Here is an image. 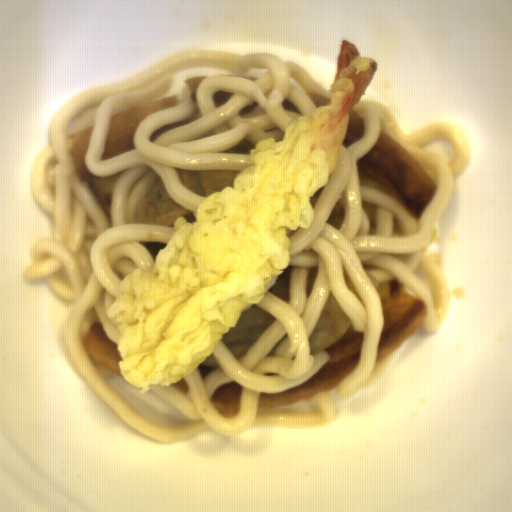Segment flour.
Instances as JSON below:
<instances>
[{
    "label": "flour",
    "instance_id": "flour-1",
    "mask_svg": "<svg viewBox=\"0 0 512 512\" xmlns=\"http://www.w3.org/2000/svg\"><path fill=\"white\" fill-rule=\"evenodd\" d=\"M269 312L249 305L241 311L235 326L222 334L221 341L238 360L242 359L275 320Z\"/></svg>",
    "mask_w": 512,
    "mask_h": 512
},
{
    "label": "flour",
    "instance_id": "flour-2",
    "mask_svg": "<svg viewBox=\"0 0 512 512\" xmlns=\"http://www.w3.org/2000/svg\"><path fill=\"white\" fill-rule=\"evenodd\" d=\"M184 217L188 222L197 221L194 213L168 198L163 184L155 179L148 192L135 210L136 224L170 226L174 228L175 220Z\"/></svg>",
    "mask_w": 512,
    "mask_h": 512
},
{
    "label": "flour",
    "instance_id": "flour-3",
    "mask_svg": "<svg viewBox=\"0 0 512 512\" xmlns=\"http://www.w3.org/2000/svg\"><path fill=\"white\" fill-rule=\"evenodd\" d=\"M350 325L344 310L330 291L309 335L310 355L322 353L342 337Z\"/></svg>",
    "mask_w": 512,
    "mask_h": 512
},
{
    "label": "flour",
    "instance_id": "flour-4",
    "mask_svg": "<svg viewBox=\"0 0 512 512\" xmlns=\"http://www.w3.org/2000/svg\"><path fill=\"white\" fill-rule=\"evenodd\" d=\"M177 172L184 187L207 198L216 192H222L226 186L233 187L235 178L241 173L184 169H177Z\"/></svg>",
    "mask_w": 512,
    "mask_h": 512
},
{
    "label": "flour",
    "instance_id": "flour-5",
    "mask_svg": "<svg viewBox=\"0 0 512 512\" xmlns=\"http://www.w3.org/2000/svg\"><path fill=\"white\" fill-rule=\"evenodd\" d=\"M291 266L278 273L275 284L267 291L285 302L290 303V282H291Z\"/></svg>",
    "mask_w": 512,
    "mask_h": 512
},
{
    "label": "flour",
    "instance_id": "flour-6",
    "mask_svg": "<svg viewBox=\"0 0 512 512\" xmlns=\"http://www.w3.org/2000/svg\"><path fill=\"white\" fill-rule=\"evenodd\" d=\"M257 143L252 142L247 139H243L240 143L229 149L228 151L222 154H230V155H248L250 149H255Z\"/></svg>",
    "mask_w": 512,
    "mask_h": 512
},
{
    "label": "flour",
    "instance_id": "flour-7",
    "mask_svg": "<svg viewBox=\"0 0 512 512\" xmlns=\"http://www.w3.org/2000/svg\"><path fill=\"white\" fill-rule=\"evenodd\" d=\"M142 247L146 249L153 258L154 264L156 262L157 254L160 249L165 248L167 243L159 242H140Z\"/></svg>",
    "mask_w": 512,
    "mask_h": 512
},
{
    "label": "flour",
    "instance_id": "flour-8",
    "mask_svg": "<svg viewBox=\"0 0 512 512\" xmlns=\"http://www.w3.org/2000/svg\"><path fill=\"white\" fill-rule=\"evenodd\" d=\"M317 272H318V266L314 267V268H310V270H309L307 281H306V295L310 296V294L314 288Z\"/></svg>",
    "mask_w": 512,
    "mask_h": 512
}]
</instances>
